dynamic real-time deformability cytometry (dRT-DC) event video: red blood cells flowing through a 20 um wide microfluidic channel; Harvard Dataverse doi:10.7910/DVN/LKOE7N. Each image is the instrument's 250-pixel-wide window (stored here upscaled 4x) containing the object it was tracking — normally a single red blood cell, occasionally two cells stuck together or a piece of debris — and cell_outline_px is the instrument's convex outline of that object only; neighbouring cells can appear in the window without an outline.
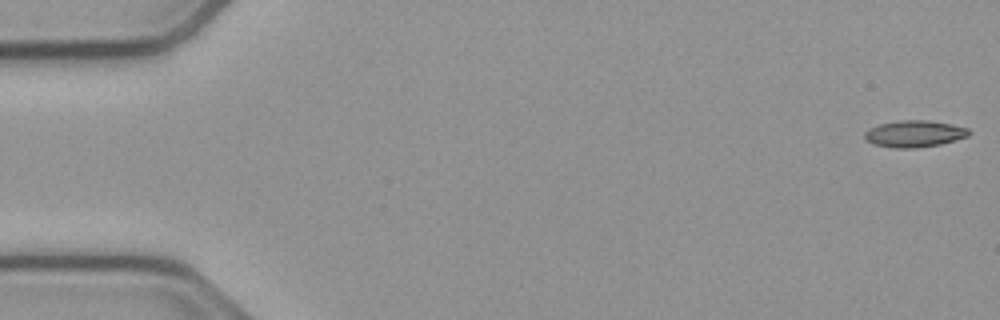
{"species": "common noctule bat (a hibernating species)", "species_latin": "Nyctalus noctula", "temperature_condition": "cold", "stored_images_in_passage": 54, "camera_frame_rate_fps": 3000, "um_per_image_px": 0.085, "animal": {"sex": "male", "body_mass_g": 23.1, "forearm_length_mm": 52.7}, "frame": {"image": 1, "passage_image": 1, "time_ms": 0.0, "image_size_px": [1000, 320], "cell_outline_px": [[972, 132], [968, 136], [940, 144], [916, 148], [896, 148], [876, 144], [868, 140], [864, 136], [864, 132], [868, 128], [880, 124], [900, 120], [924, 120], [952, 124], [968, 128]], "centroid_in_image_um": [77.74, 11.36], "position_along_channel_um": 7.3, "area_um2": 16.07}}
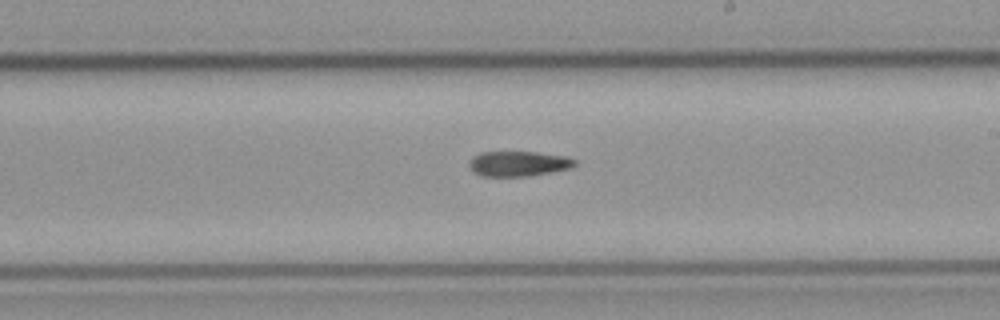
{"frame": {"image": 2, "passage_image": 31, "time_ms": 10.0, "image_size_px": [1000, 320], "cell_outline_px": [[576, 164], [572, 168], [552, 172], [528, 176], [480, 176], [468, 164], [472, 156], [480, 152], [536, 152], [564, 156], [576, 160]], "centroid_in_image_um": [44.08, 13.91], "position_along_channel_um": 244.9, "area_um2": 15.43}}
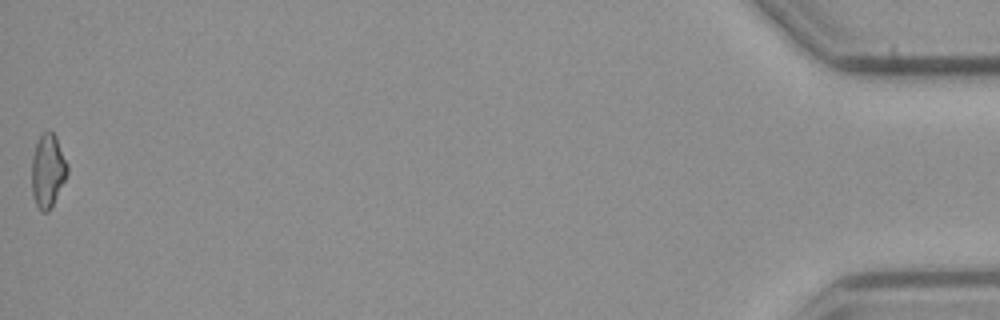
{"frame": {"image": 3, "passage_image": 54, "time_ms": 17.667, "image_size_px": [1000, 320], "cell_outline_px": [[68, 172], [48, 212], [40, 212], [32, 196], [32, 156], [36, 144], [40, 136], [48, 128], [56, 136], [68, 164]], "centroid_in_image_um": [4.05, 14.49], "position_along_channel_um": 431.1, "area_um2": 15.14}}